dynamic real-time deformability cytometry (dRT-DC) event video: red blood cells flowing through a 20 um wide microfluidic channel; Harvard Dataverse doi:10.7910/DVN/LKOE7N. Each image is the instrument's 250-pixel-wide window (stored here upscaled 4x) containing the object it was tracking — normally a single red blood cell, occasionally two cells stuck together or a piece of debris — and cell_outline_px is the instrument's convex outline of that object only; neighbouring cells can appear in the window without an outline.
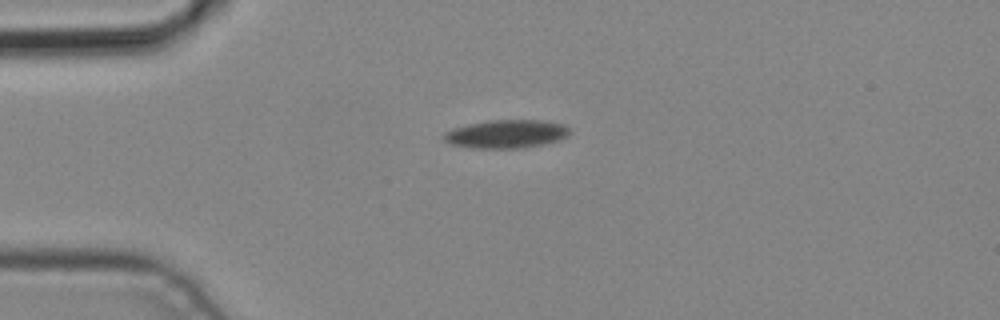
{"species": "common noctule bat (a hibernating species)", "species_latin": "Nyctalus noctula", "temperature_condition": "cold", "stored_images_in_passage": 2, "camera_frame_rate_fps": 3000, "um_per_image_px": 0.085, "animal": {"sex": "male", "body_mass_g": 19.2, "forearm_length_mm": 51.8}, "frame": {"image": 1, "passage_image": 1, "time_ms": 0.0, "image_size_px": [1000, 320], "cell_outline_px": [[572, 132], [568, 136], [560, 140], [544, 144], [524, 148], [472, 148], [452, 144], [444, 140], [444, 132], [452, 128], [468, 124], [488, 120], [544, 120], [564, 124]], "centroid_in_image_um": [43.07, 11.38], "position_along_channel_um": 41.9, "area_um2": 20.98}}